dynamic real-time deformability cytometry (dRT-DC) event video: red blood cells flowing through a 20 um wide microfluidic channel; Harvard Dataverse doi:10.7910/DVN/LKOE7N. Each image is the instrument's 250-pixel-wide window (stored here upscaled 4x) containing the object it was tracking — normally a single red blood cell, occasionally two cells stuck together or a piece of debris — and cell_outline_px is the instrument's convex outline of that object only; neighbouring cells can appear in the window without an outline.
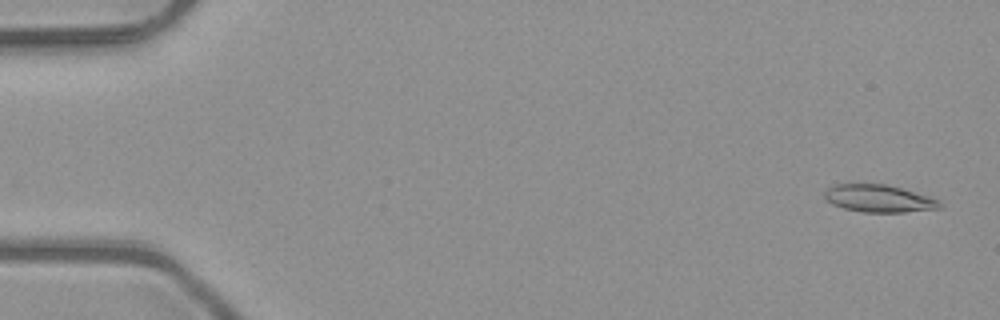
{"species": "common noctule bat (a hibernating species)", "species_latin": "Nyctalus noctula", "temperature_condition": "room temperature", "stored_images_in_passage": 3, "camera_frame_rate_fps": 3000, "um_per_image_px": 0.085, "animal": {"sex": "male", "body_mass_g": 23.1, "forearm_length_mm": 52.7}, "frame": {"image": 1, "passage_image": 1, "time_ms": 0.0, "image_size_px": [1000, 320], "cell_outline_px": [[944, 208], [904, 212], [864, 212], [844, 208], [832, 204], [824, 196], [824, 192], [828, 188], [836, 184], [884, 184], [932, 196], [940, 200]], "centroid_in_image_um": [74.77, 16.88], "position_along_channel_um": 10.2, "area_um2": 18.44}}